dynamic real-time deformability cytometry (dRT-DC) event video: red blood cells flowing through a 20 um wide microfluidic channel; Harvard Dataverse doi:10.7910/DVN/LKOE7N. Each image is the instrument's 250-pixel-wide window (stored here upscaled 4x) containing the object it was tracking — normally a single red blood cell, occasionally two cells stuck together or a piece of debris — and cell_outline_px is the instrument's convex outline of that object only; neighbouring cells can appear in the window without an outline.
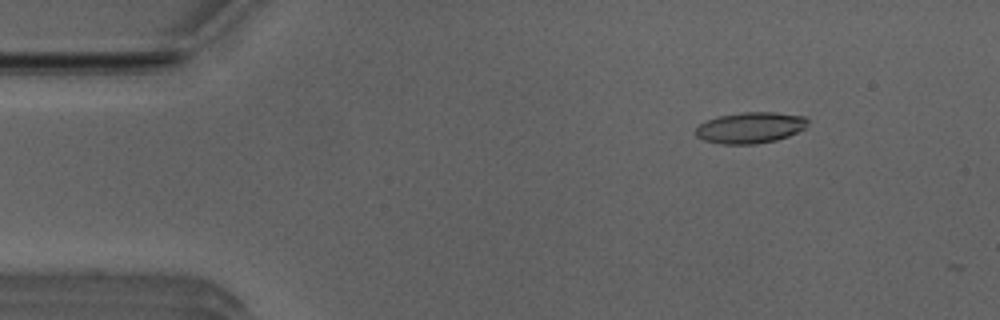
{"species": "Egyptian fruit bat (a non-hibernating species)", "species_latin": "Rousettus aegyptiacus", "temperature_condition": "room temperature", "stored_images_in_passage": 8, "camera_frame_rate_fps": 3000, "um_per_image_px": 0.085, "animal": {"sex": "male"}, "frame": {"image": 1, "passage_image": 7, "time_ms": 2.0, "image_size_px": [1000, 320], "cell_outline_px": [[808, 124], [804, 128], [788, 136], [776, 140], [756, 144], [720, 144], [704, 140], [696, 136], [696, 128], [700, 124], [708, 120], [720, 116], [744, 112], [772, 112], [804, 116], [808, 120]], "centroid_in_image_um": [63.78, 10.86], "position_along_channel_um": 21.2, "area_um2": 20.11}}